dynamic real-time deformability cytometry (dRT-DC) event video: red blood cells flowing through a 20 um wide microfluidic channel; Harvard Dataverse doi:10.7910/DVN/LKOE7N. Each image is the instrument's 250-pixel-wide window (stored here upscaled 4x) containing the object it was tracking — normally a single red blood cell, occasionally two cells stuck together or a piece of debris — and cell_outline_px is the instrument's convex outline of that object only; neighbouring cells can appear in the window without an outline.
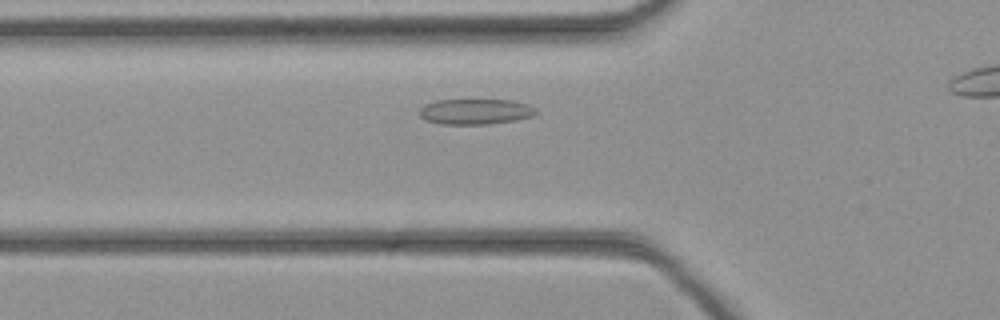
{"species": "common noctule bat (a hibernating species)", "species_latin": "Nyctalus noctula", "temperature_condition": "cold", "stored_images_in_passage": 17, "camera_frame_rate_fps": 3000, "um_per_image_px": 0.085, "animal": {"sex": "female", "body_mass_g": 21.9}, "frame": {"image": 1, "passage_image": 10, "time_ms": 3.0, "image_size_px": [1000, 320], "cell_outline_px": [[536, 112], [532, 116], [516, 120], [488, 124], [440, 124], [428, 120], [420, 116], [420, 108], [424, 104], [436, 100], [512, 100], [528, 104], [536, 108]], "centroid_in_image_um": [40.41, 9.48], "position_along_channel_um": 85.4, "area_um2": 17.28}}
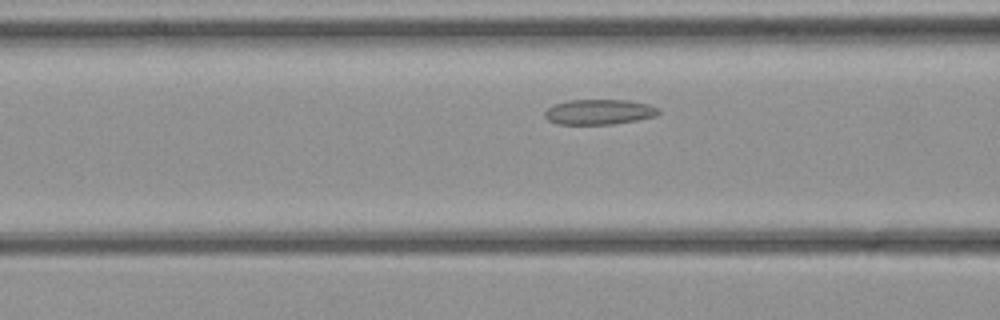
{"frame": {"image": 2, "passage_image": 12, "time_ms": 3.667, "image_size_px": [1000, 320], "cell_outline_px": [[660, 112], [656, 116], [636, 120], [612, 124], [556, 124], [548, 120], [544, 116], [544, 112], [552, 104], [568, 100], [628, 100], [648, 104], [660, 108]], "centroid_in_image_um": [50.91, 9.51], "position_along_channel_um": 115.7, "area_um2": 16.82}}
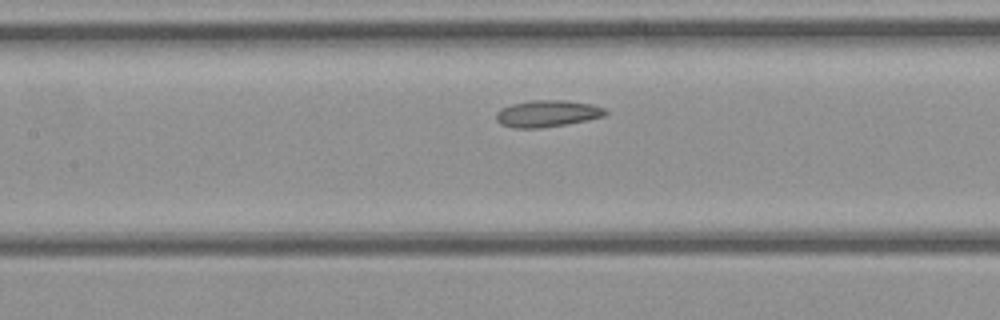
{"frame": {"image": 3, "passage_image": 15, "time_ms": 4.667, "image_size_px": [1000, 320], "cell_outline_px": [[608, 112], [604, 116], [588, 120], [540, 128], [516, 128], [500, 124], [496, 120], [496, 112], [500, 108], [512, 104], [532, 100], [564, 100], [592, 104], [604, 108]], "centroid_in_image_um": [46.5, 9.65], "position_along_channel_um": 160.9, "area_um2": 16.99}}